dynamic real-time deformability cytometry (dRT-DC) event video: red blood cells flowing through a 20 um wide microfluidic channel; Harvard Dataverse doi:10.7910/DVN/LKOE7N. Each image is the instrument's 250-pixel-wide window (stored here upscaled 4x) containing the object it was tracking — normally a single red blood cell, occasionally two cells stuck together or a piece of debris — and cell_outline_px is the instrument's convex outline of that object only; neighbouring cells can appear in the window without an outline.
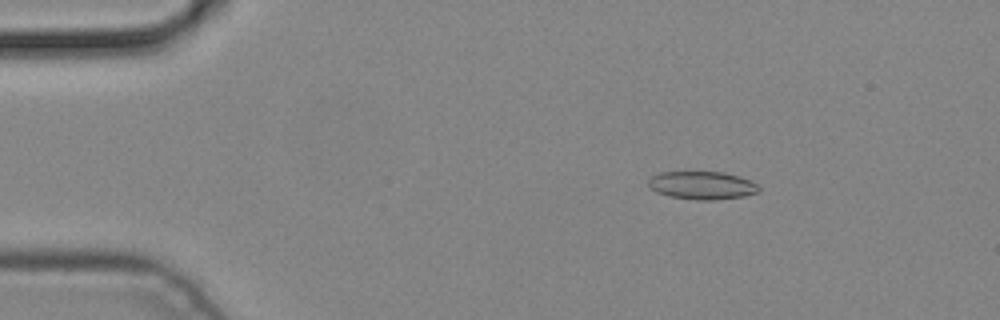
{"species": "common noctule bat (a hibernating species)", "species_latin": "Nyctalus noctula", "temperature_condition": "cold", "stored_images_in_passage": 5, "camera_frame_rate_fps": 3000, "um_per_image_px": 0.085, "animal": {"sex": "male", "body_mass_g": 19.2, "forearm_length_mm": 51.8}, "frame": {"image": 1, "passage_image": 3, "time_ms": 0.667, "image_size_px": [1000, 320], "cell_outline_px": [[760, 192], [744, 196], [716, 200], [696, 200], [668, 196], [656, 192], [648, 188], [648, 180], [652, 176], [660, 172], [724, 172], [740, 176], [756, 184], [760, 188]], "centroid_in_image_um": [59.66, 15.76], "position_along_channel_um": 25.3, "area_um2": 18.21}}